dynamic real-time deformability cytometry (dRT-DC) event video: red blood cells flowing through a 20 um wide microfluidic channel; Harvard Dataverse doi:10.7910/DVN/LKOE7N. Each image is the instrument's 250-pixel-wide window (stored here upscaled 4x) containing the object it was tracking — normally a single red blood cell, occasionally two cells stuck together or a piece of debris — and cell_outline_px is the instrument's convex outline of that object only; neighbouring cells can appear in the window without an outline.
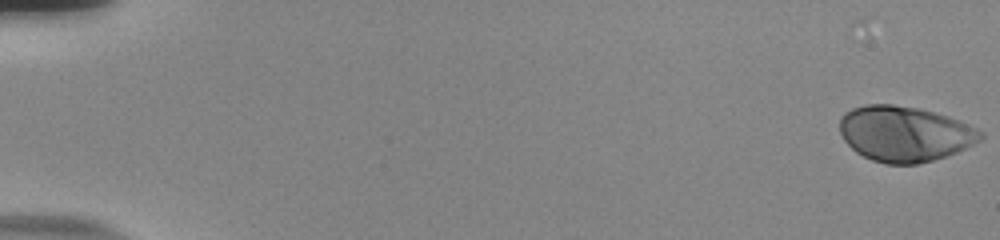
{"species": "human", "species_latin": "Homo sapiens", "temperature_condition": "room temperature", "stored_images_in_passage": 57, "camera_frame_rate_fps": 3000, "um_per_image_px": 0.085, "donor": {"sex": "male"}, "frame": {"image": 1, "passage_image": 1, "time_ms": 0.0, "image_size_px": [1000, 240], "cell_outline_px": [[984, 136], [980, 140], [956, 152], [932, 160], [916, 164], [884, 164], [872, 160], [856, 152], [844, 140], [840, 132], [840, 116], [844, 112], [852, 108], [864, 104], [892, 104], [916, 108], [948, 116], [960, 120], [984, 132]], "centroid_in_image_um": [76.87, 11.36], "position_along_channel_um": 8.1, "area_um2": 45.43}}
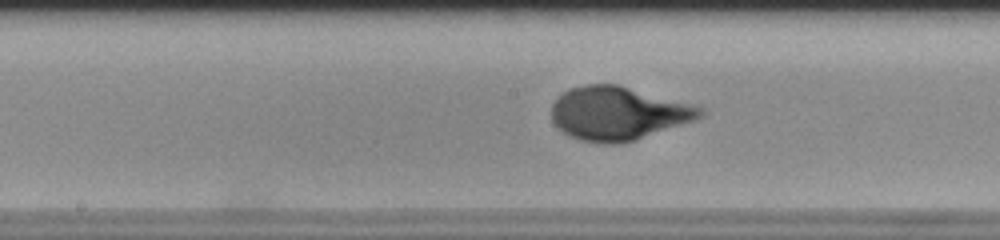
{"frame": {"image": 2, "passage_image": 31, "time_ms": 10.0, "image_size_px": [1000, 240], "cell_outline_px": [[704, 116], [696, 120], [620, 144], [604, 144], [580, 140], [568, 136], [552, 120], [552, 104], [560, 92], [568, 88], [588, 84], [616, 84], [692, 104], [704, 108]], "centroid_in_image_um": [52.52, 9.63], "position_along_channel_um": 195.7, "area_um2": 46.24}}
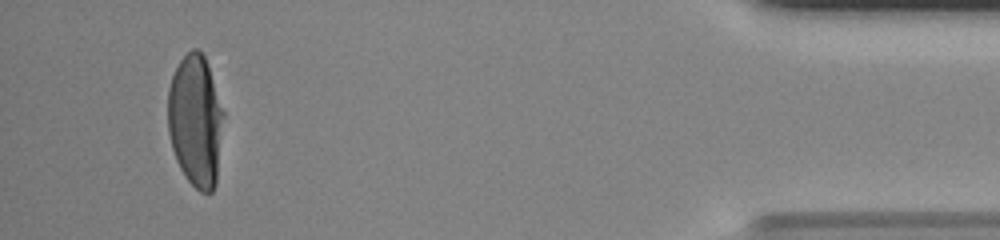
{"frame": {"image": 3, "passage_image": 54, "time_ms": 17.667, "image_size_px": [1000, 240], "cell_outline_px": [[224, 116], [216, 184], [212, 192], [200, 192], [188, 180], [180, 168], [176, 160], [172, 148], [168, 132], [168, 88], [172, 76], [180, 60], [192, 48], [196, 48], [204, 56], [208, 64], [224, 112]], "centroid_in_image_um": [16.62, 10.27], "position_along_channel_um": 418.6, "area_um2": 42.89}, "authors_computed_cell_mechanics": {"area_um2": 44.506, "velocity_mm_per_s": 3.6994, "shape_relaxation_time_tau1_ms": 3.7331, "shape_relaxation_time_tau2_ms": null, "deformation_change_tau1": 0.2236, "deformation_change_tau2": null}}